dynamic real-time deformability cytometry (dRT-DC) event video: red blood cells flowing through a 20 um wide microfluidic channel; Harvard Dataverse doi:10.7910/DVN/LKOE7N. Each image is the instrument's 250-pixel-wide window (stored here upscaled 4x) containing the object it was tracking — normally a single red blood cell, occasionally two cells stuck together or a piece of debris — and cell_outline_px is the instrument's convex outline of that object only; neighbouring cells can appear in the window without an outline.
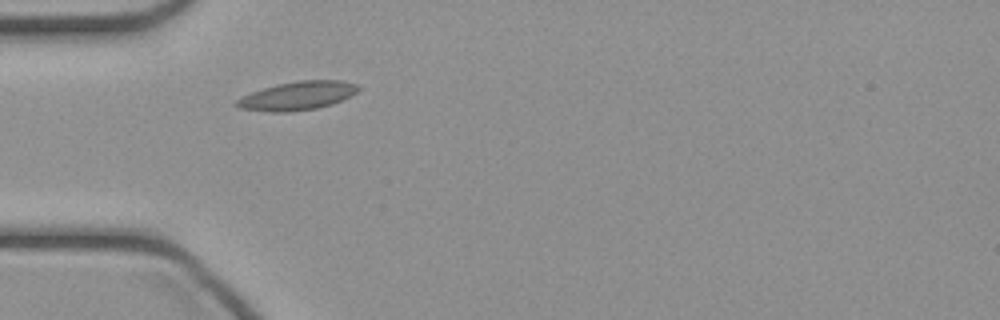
{"species": "common noctule bat (a hibernating species)", "species_latin": "Nyctalus noctula", "temperature_condition": "cold", "stored_images_in_passage": 31, "camera_frame_rate_fps": 3000, "um_per_image_px": 0.085, "animal": {"sex": "female", "body_mass_g": 21.9}, "frame": {"image": 1, "passage_image": 1, "time_ms": 0.0, "image_size_px": [1000, 320], "cell_outline_px": [[360, 88], [352, 96], [344, 100], [332, 104], [316, 108], [288, 112], [268, 112], [240, 108], [232, 104], [236, 100], [252, 92], [276, 84], [300, 80], [340, 80], [356, 84]], "centroid_in_image_um": [25.29, 8.14], "position_along_channel_um": 59.7, "area_um2": 20.29}}
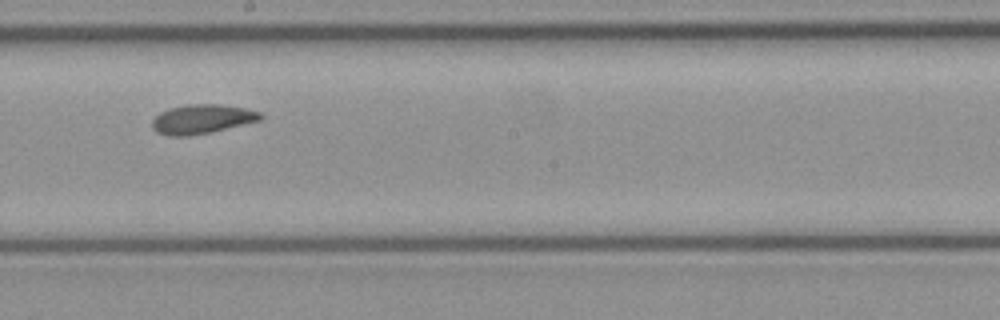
{"frame": {"image": 2, "passage_image": 13, "time_ms": 4.0, "image_size_px": [1000, 320], "cell_outline_px": [[264, 116], [260, 120], [212, 132], [188, 136], [168, 136], [156, 132], [152, 128], [152, 120], [160, 112], [168, 108], [188, 104], [220, 104], [244, 108], [260, 112]], "centroid_in_image_um": [17.14, 10.12], "position_along_channel_um": 231.1, "area_um2": 18.55}}
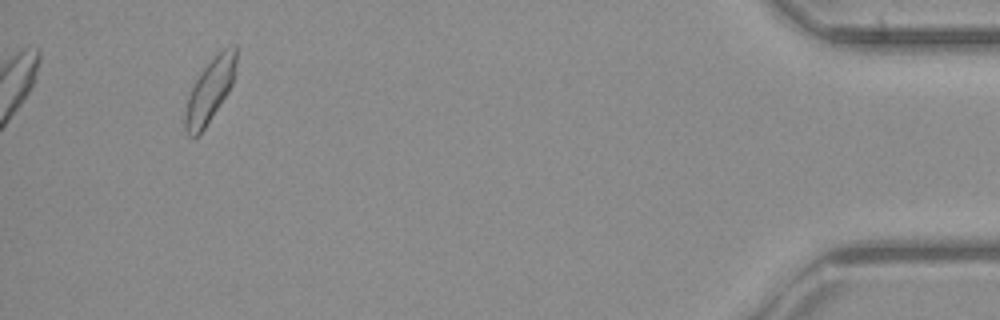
{"frame": {"image": 3, "passage_image": 31, "time_ms": 10.0, "image_size_px": [1000, 320], "cell_outline_px": [[236, 68], [232, 84], [228, 92], [200, 136], [192, 140], [188, 136], [184, 128], [184, 112], [188, 96], [200, 72], [224, 48], [236, 44]], "centroid_in_image_um": [17.81, 7.79], "position_along_channel_um": 417.4, "area_um2": 18.9}}